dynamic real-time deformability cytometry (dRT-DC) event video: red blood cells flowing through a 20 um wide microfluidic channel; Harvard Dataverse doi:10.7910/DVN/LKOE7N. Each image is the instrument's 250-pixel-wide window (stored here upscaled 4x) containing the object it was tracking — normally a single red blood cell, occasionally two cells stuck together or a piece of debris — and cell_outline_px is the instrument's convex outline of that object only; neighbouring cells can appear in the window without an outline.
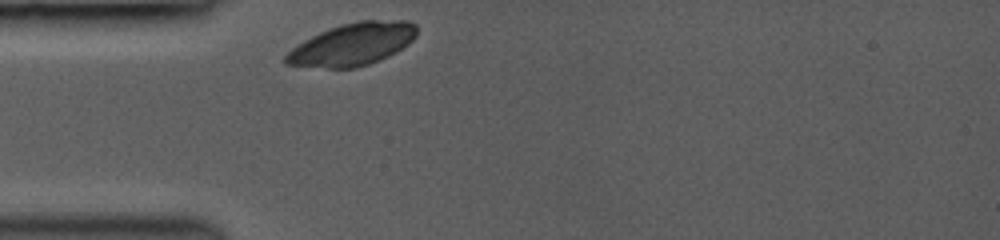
{"species": "common noctule bat (a hibernating species)", "species_latin": "Nyctalus noctula", "temperature_condition": "room temperature", "stored_images_in_passage": 12, "camera_frame_rate_fps": 3000, "um_per_image_px": 0.085, "animal": {"sex": "female", "body_mass_g": 19.0, "forearm_length_mm": 53.3}, "frame": {"image": 1, "passage_image": 1, "time_ms": 0.0, "image_size_px": [1000, 240], "cell_outline_px": [[416, 36], [408, 44], [396, 52], [380, 60], [356, 68], [328, 68], [284, 64], [284, 56], [292, 48], [304, 40], [328, 28], [360, 20], [408, 20], [416, 24]], "centroid_in_image_um": [29.98, 3.76], "position_along_channel_um": 55.0, "area_um2": 32.31}}
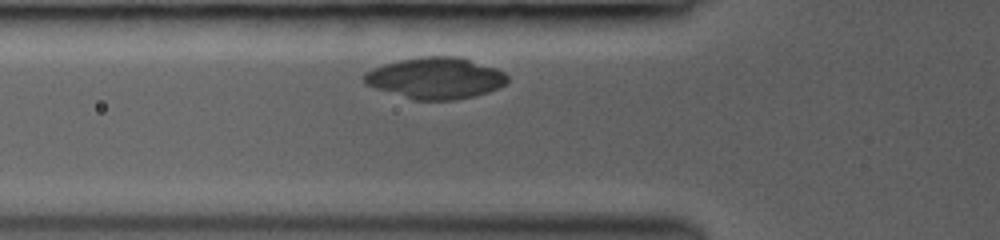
{"frame": {"image": 2, "passage_image": 9, "time_ms": 1.0, "image_size_px": [1000, 240], "cell_outline_px": [[508, 84], [500, 88], [476, 96], [452, 100], [412, 100], [364, 84], [364, 72], [372, 68], [384, 64], [400, 60], [420, 56], [456, 56], [496, 68], [504, 72], [508, 76]], "centroid_in_image_um": [37.04, 6.64], "position_along_channel_um": 88.8, "area_um2": 34.74}}